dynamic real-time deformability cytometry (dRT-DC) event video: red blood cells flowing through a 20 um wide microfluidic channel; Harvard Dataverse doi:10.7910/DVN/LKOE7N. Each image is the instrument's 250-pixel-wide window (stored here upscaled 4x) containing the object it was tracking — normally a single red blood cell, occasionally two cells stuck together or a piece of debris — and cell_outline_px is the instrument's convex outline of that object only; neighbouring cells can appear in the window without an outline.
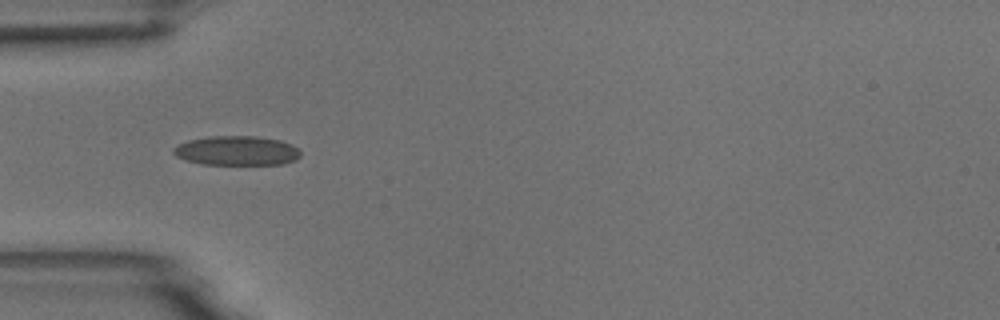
{"species": "common noctule bat (a hibernating species)", "species_latin": "Nyctalus noctula", "temperature_condition": "room temperature", "stored_images_in_passage": 7, "camera_frame_rate_fps": 3000, "um_per_image_px": 0.085, "animal": {"sex": "male", "body_mass_g": 18.8}, "frame": {"image": 1, "passage_image": 3, "time_ms": 0.667, "image_size_px": [1000, 320], "cell_outline_px": [[300, 156], [296, 160], [284, 164], [204, 164], [184, 160], [176, 156], [172, 152], [172, 148], [188, 140], [212, 136], [256, 136], [280, 140], [292, 144], [300, 152]], "centroid_in_image_um": [20.12, 12.81], "position_along_channel_um": 64.9, "area_um2": 21.79}}